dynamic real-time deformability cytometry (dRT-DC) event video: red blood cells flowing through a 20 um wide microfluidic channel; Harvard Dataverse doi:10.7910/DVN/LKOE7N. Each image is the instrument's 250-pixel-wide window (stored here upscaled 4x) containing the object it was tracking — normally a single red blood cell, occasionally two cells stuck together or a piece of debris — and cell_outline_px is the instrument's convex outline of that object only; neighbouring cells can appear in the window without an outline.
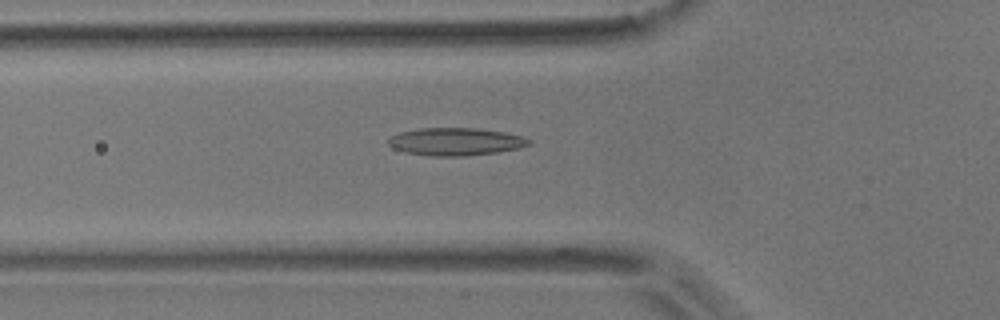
{"species": "common noctule bat (a hibernating species)", "species_latin": "Nyctalus noctula", "temperature_condition": "room temperature", "stored_images_in_passage": 53, "camera_frame_rate_fps": 3000, "um_per_image_px": 0.085, "animal": {"sex": "male", "body_mass_g": 17.9}, "frame": {"image": 1, "passage_image": 18, "time_ms": 5.667, "image_size_px": [1000, 320], "cell_outline_px": [[532, 144], [520, 148], [496, 152], [464, 156], [428, 156], [404, 152], [392, 148], [388, 144], [388, 140], [392, 136], [400, 132], [420, 128], [476, 128], [504, 132], [524, 136], [532, 140]], "centroid_in_image_um": [38.75, 12.04], "position_along_channel_um": 87.1, "area_um2": 22.83}}
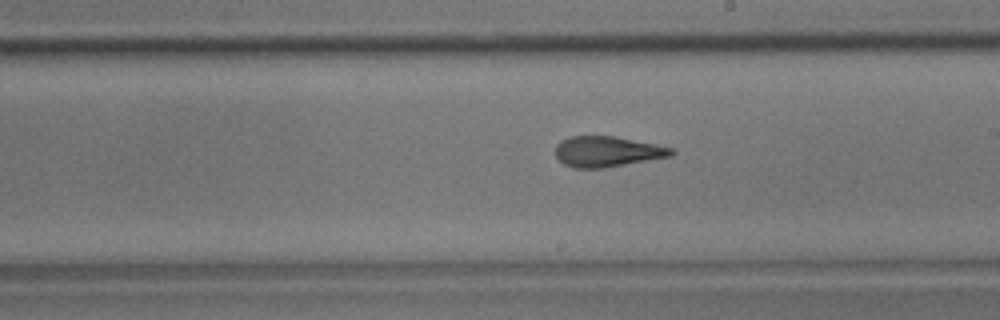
{"frame": {"image": 2, "passage_image": 30, "time_ms": 9.667, "image_size_px": [1000, 320], "cell_outline_px": [[676, 152], [672, 156], [604, 168], [572, 168], [564, 164], [556, 156], [556, 144], [560, 140], [572, 136], [612, 136], [656, 144], [676, 148]], "centroid_in_image_um": [51.64, 12.88], "position_along_channel_um": 237.4, "area_um2": 20.75}}
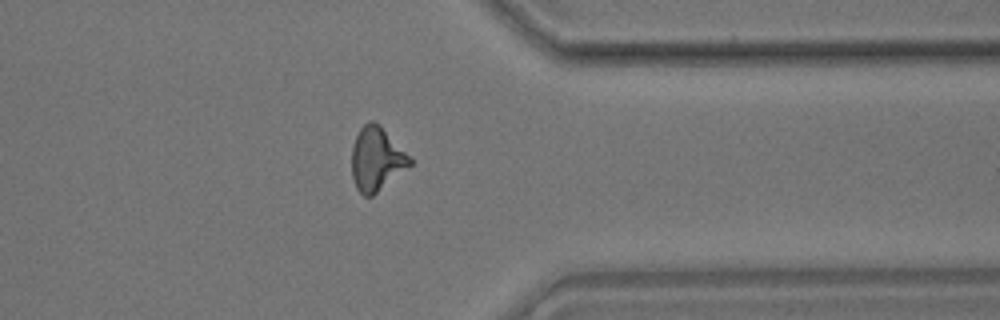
{"frame": {"image": 3, "passage_image": 42, "time_ms": 13.667, "image_size_px": [1000, 320], "cell_outline_px": [[412, 164], [372, 196], [364, 196], [356, 188], [352, 176], [352, 148], [356, 136], [360, 128], [368, 120], [372, 120], [380, 124], [412, 160]], "centroid_in_image_um": [31.98, 13.5], "position_along_channel_um": 379.4, "area_um2": 21.27}}